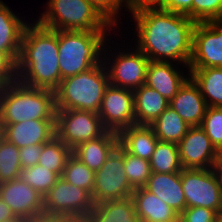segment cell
<instances>
[{
    "mask_svg": "<svg viewBox=\"0 0 222 222\" xmlns=\"http://www.w3.org/2000/svg\"><path fill=\"white\" fill-rule=\"evenodd\" d=\"M129 17V18H128ZM131 18V19H130ZM131 26L118 29L122 36L150 61L173 62L189 66L196 22L184 14L159 7L143 8L128 15ZM129 31H132L129 33ZM129 34H133L128 39Z\"/></svg>",
    "mask_w": 222,
    "mask_h": 222,
    "instance_id": "cell-1",
    "label": "cell"
},
{
    "mask_svg": "<svg viewBox=\"0 0 222 222\" xmlns=\"http://www.w3.org/2000/svg\"><path fill=\"white\" fill-rule=\"evenodd\" d=\"M33 20L23 33L17 59V80L29 87L55 91L62 80L57 31L45 28Z\"/></svg>",
    "mask_w": 222,
    "mask_h": 222,
    "instance_id": "cell-2",
    "label": "cell"
},
{
    "mask_svg": "<svg viewBox=\"0 0 222 222\" xmlns=\"http://www.w3.org/2000/svg\"><path fill=\"white\" fill-rule=\"evenodd\" d=\"M55 119V91L29 87L18 80L0 86V124Z\"/></svg>",
    "mask_w": 222,
    "mask_h": 222,
    "instance_id": "cell-3",
    "label": "cell"
},
{
    "mask_svg": "<svg viewBox=\"0 0 222 222\" xmlns=\"http://www.w3.org/2000/svg\"><path fill=\"white\" fill-rule=\"evenodd\" d=\"M116 32L57 30L61 78L77 75L101 64L105 45Z\"/></svg>",
    "mask_w": 222,
    "mask_h": 222,
    "instance_id": "cell-4",
    "label": "cell"
},
{
    "mask_svg": "<svg viewBox=\"0 0 222 222\" xmlns=\"http://www.w3.org/2000/svg\"><path fill=\"white\" fill-rule=\"evenodd\" d=\"M35 21L48 29L75 31H118L88 0H46ZM116 29V30H115Z\"/></svg>",
    "mask_w": 222,
    "mask_h": 222,
    "instance_id": "cell-5",
    "label": "cell"
},
{
    "mask_svg": "<svg viewBox=\"0 0 222 222\" xmlns=\"http://www.w3.org/2000/svg\"><path fill=\"white\" fill-rule=\"evenodd\" d=\"M108 85V74L103 62L62 79L55 90L56 109H78L98 113Z\"/></svg>",
    "mask_w": 222,
    "mask_h": 222,
    "instance_id": "cell-6",
    "label": "cell"
},
{
    "mask_svg": "<svg viewBox=\"0 0 222 222\" xmlns=\"http://www.w3.org/2000/svg\"><path fill=\"white\" fill-rule=\"evenodd\" d=\"M113 36L107 41L103 53V64L108 74L109 84L131 90L139 88L145 84L150 60L127 41L126 37H122L119 30Z\"/></svg>",
    "mask_w": 222,
    "mask_h": 222,
    "instance_id": "cell-7",
    "label": "cell"
},
{
    "mask_svg": "<svg viewBox=\"0 0 222 222\" xmlns=\"http://www.w3.org/2000/svg\"><path fill=\"white\" fill-rule=\"evenodd\" d=\"M55 127L56 136L71 150L107 131L98 113L78 109H56Z\"/></svg>",
    "mask_w": 222,
    "mask_h": 222,
    "instance_id": "cell-8",
    "label": "cell"
},
{
    "mask_svg": "<svg viewBox=\"0 0 222 222\" xmlns=\"http://www.w3.org/2000/svg\"><path fill=\"white\" fill-rule=\"evenodd\" d=\"M181 183L186 208L205 207L222 213V191L218 176L213 168L183 169Z\"/></svg>",
    "mask_w": 222,
    "mask_h": 222,
    "instance_id": "cell-9",
    "label": "cell"
},
{
    "mask_svg": "<svg viewBox=\"0 0 222 222\" xmlns=\"http://www.w3.org/2000/svg\"><path fill=\"white\" fill-rule=\"evenodd\" d=\"M134 188L125 174L123 148L118 147L106 159L103 166L95 172L92 191L94 204L131 197Z\"/></svg>",
    "mask_w": 222,
    "mask_h": 222,
    "instance_id": "cell-10",
    "label": "cell"
},
{
    "mask_svg": "<svg viewBox=\"0 0 222 222\" xmlns=\"http://www.w3.org/2000/svg\"><path fill=\"white\" fill-rule=\"evenodd\" d=\"M44 198V215L86 217L94 207L91 194L59 177Z\"/></svg>",
    "mask_w": 222,
    "mask_h": 222,
    "instance_id": "cell-11",
    "label": "cell"
},
{
    "mask_svg": "<svg viewBox=\"0 0 222 222\" xmlns=\"http://www.w3.org/2000/svg\"><path fill=\"white\" fill-rule=\"evenodd\" d=\"M103 127L119 133L135 125L133 90L109 84L98 111Z\"/></svg>",
    "mask_w": 222,
    "mask_h": 222,
    "instance_id": "cell-12",
    "label": "cell"
},
{
    "mask_svg": "<svg viewBox=\"0 0 222 222\" xmlns=\"http://www.w3.org/2000/svg\"><path fill=\"white\" fill-rule=\"evenodd\" d=\"M222 66V21L196 23L189 69Z\"/></svg>",
    "mask_w": 222,
    "mask_h": 222,
    "instance_id": "cell-13",
    "label": "cell"
},
{
    "mask_svg": "<svg viewBox=\"0 0 222 222\" xmlns=\"http://www.w3.org/2000/svg\"><path fill=\"white\" fill-rule=\"evenodd\" d=\"M183 169L214 168L220 153L200 126L190 127L177 144Z\"/></svg>",
    "mask_w": 222,
    "mask_h": 222,
    "instance_id": "cell-14",
    "label": "cell"
},
{
    "mask_svg": "<svg viewBox=\"0 0 222 222\" xmlns=\"http://www.w3.org/2000/svg\"><path fill=\"white\" fill-rule=\"evenodd\" d=\"M0 198L15 217L27 220L44 215V198L19 178L0 184Z\"/></svg>",
    "mask_w": 222,
    "mask_h": 222,
    "instance_id": "cell-15",
    "label": "cell"
},
{
    "mask_svg": "<svg viewBox=\"0 0 222 222\" xmlns=\"http://www.w3.org/2000/svg\"><path fill=\"white\" fill-rule=\"evenodd\" d=\"M189 77V66L173 62L150 61L145 85L156 90L170 102Z\"/></svg>",
    "mask_w": 222,
    "mask_h": 222,
    "instance_id": "cell-16",
    "label": "cell"
},
{
    "mask_svg": "<svg viewBox=\"0 0 222 222\" xmlns=\"http://www.w3.org/2000/svg\"><path fill=\"white\" fill-rule=\"evenodd\" d=\"M55 135V120H26L14 124H0V136L19 149L44 144Z\"/></svg>",
    "mask_w": 222,
    "mask_h": 222,
    "instance_id": "cell-17",
    "label": "cell"
},
{
    "mask_svg": "<svg viewBox=\"0 0 222 222\" xmlns=\"http://www.w3.org/2000/svg\"><path fill=\"white\" fill-rule=\"evenodd\" d=\"M169 106L190 126H200L207 104L198 85L189 77L170 100Z\"/></svg>",
    "mask_w": 222,
    "mask_h": 222,
    "instance_id": "cell-18",
    "label": "cell"
},
{
    "mask_svg": "<svg viewBox=\"0 0 222 222\" xmlns=\"http://www.w3.org/2000/svg\"><path fill=\"white\" fill-rule=\"evenodd\" d=\"M8 5L5 3L0 8V50L17 62L24 30L33 18L26 21L25 16L21 17L19 12H14Z\"/></svg>",
    "mask_w": 222,
    "mask_h": 222,
    "instance_id": "cell-19",
    "label": "cell"
},
{
    "mask_svg": "<svg viewBox=\"0 0 222 222\" xmlns=\"http://www.w3.org/2000/svg\"><path fill=\"white\" fill-rule=\"evenodd\" d=\"M144 188L179 214L186 208L181 172L152 173Z\"/></svg>",
    "mask_w": 222,
    "mask_h": 222,
    "instance_id": "cell-20",
    "label": "cell"
},
{
    "mask_svg": "<svg viewBox=\"0 0 222 222\" xmlns=\"http://www.w3.org/2000/svg\"><path fill=\"white\" fill-rule=\"evenodd\" d=\"M118 133L106 131L99 138L89 140L72 149V154L83 162L90 170H99L106 159L118 147Z\"/></svg>",
    "mask_w": 222,
    "mask_h": 222,
    "instance_id": "cell-21",
    "label": "cell"
},
{
    "mask_svg": "<svg viewBox=\"0 0 222 222\" xmlns=\"http://www.w3.org/2000/svg\"><path fill=\"white\" fill-rule=\"evenodd\" d=\"M131 198L139 222H168L180 215L144 187L135 188Z\"/></svg>",
    "mask_w": 222,
    "mask_h": 222,
    "instance_id": "cell-22",
    "label": "cell"
},
{
    "mask_svg": "<svg viewBox=\"0 0 222 222\" xmlns=\"http://www.w3.org/2000/svg\"><path fill=\"white\" fill-rule=\"evenodd\" d=\"M118 138L126 152L148 161L159 141L150 125H131L120 131Z\"/></svg>",
    "mask_w": 222,
    "mask_h": 222,
    "instance_id": "cell-23",
    "label": "cell"
},
{
    "mask_svg": "<svg viewBox=\"0 0 222 222\" xmlns=\"http://www.w3.org/2000/svg\"><path fill=\"white\" fill-rule=\"evenodd\" d=\"M133 93L136 125H151L169 106L168 100L145 84L134 89Z\"/></svg>",
    "mask_w": 222,
    "mask_h": 222,
    "instance_id": "cell-24",
    "label": "cell"
},
{
    "mask_svg": "<svg viewBox=\"0 0 222 222\" xmlns=\"http://www.w3.org/2000/svg\"><path fill=\"white\" fill-rule=\"evenodd\" d=\"M87 222H139L131 197L97 204L86 216Z\"/></svg>",
    "mask_w": 222,
    "mask_h": 222,
    "instance_id": "cell-25",
    "label": "cell"
},
{
    "mask_svg": "<svg viewBox=\"0 0 222 222\" xmlns=\"http://www.w3.org/2000/svg\"><path fill=\"white\" fill-rule=\"evenodd\" d=\"M190 77L198 85L208 107H222V69L220 67L190 69Z\"/></svg>",
    "mask_w": 222,
    "mask_h": 222,
    "instance_id": "cell-26",
    "label": "cell"
},
{
    "mask_svg": "<svg viewBox=\"0 0 222 222\" xmlns=\"http://www.w3.org/2000/svg\"><path fill=\"white\" fill-rule=\"evenodd\" d=\"M150 126L159 141L174 144H178L190 128L170 106Z\"/></svg>",
    "mask_w": 222,
    "mask_h": 222,
    "instance_id": "cell-27",
    "label": "cell"
},
{
    "mask_svg": "<svg viewBox=\"0 0 222 222\" xmlns=\"http://www.w3.org/2000/svg\"><path fill=\"white\" fill-rule=\"evenodd\" d=\"M152 173H178L183 170L178 145L158 141L149 160Z\"/></svg>",
    "mask_w": 222,
    "mask_h": 222,
    "instance_id": "cell-28",
    "label": "cell"
},
{
    "mask_svg": "<svg viewBox=\"0 0 222 222\" xmlns=\"http://www.w3.org/2000/svg\"><path fill=\"white\" fill-rule=\"evenodd\" d=\"M71 154L72 150L55 135L43 144L38 164L62 177L67 159Z\"/></svg>",
    "mask_w": 222,
    "mask_h": 222,
    "instance_id": "cell-29",
    "label": "cell"
},
{
    "mask_svg": "<svg viewBox=\"0 0 222 222\" xmlns=\"http://www.w3.org/2000/svg\"><path fill=\"white\" fill-rule=\"evenodd\" d=\"M62 178L74 186L87 190L92 195L95 172L73 154L67 159Z\"/></svg>",
    "mask_w": 222,
    "mask_h": 222,
    "instance_id": "cell-30",
    "label": "cell"
},
{
    "mask_svg": "<svg viewBox=\"0 0 222 222\" xmlns=\"http://www.w3.org/2000/svg\"><path fill=\"white\" fill-rule=\"evenodd\" d=\"M18 178L29 184L44 197L55 184L59 176L53 171L36 164L33 167L21 168Z\"/></svg>",
    "mask_w": 222,
    "mask_h": 222,
    "instance_id": "cell-31",
    "label": "cell"
},
{
    "mask_svg": "<svg viewBox=\"0 0 222 222\" xmlns=\"http://www.w3.org/2000/svg\"><path fill=\"white\" fill-rule=\"evenodd\" d=\"M20 150L0 136V184L17 179L21 167Z\"/></svg>",
    "mask_w": 222,
    "mask_h": 222,
    "instance_id": "cell-32",
    "label": "cell"
},
{
    "mask_svg": "<svg viewBox=\"0 0 222 222\" xmlns=\"http://www.w3.org/2000/svg\"><path fill=\"white\" fill-rule=\"evenodd\" d=\"M125 174L130 185L135 188L144 187L152 171L148 160L137 157L123 149Z\"/></svg>",
    "mask_w": 222,
    "mask_h": 222,
    "instance_id": "cell-33",
    "label": "cell"
},
{
    "mask_svg": "<svg viewBox=\"0 0 222 222\" xmlns=\"http://www.w3.org/2000/svg\"><path fill=\"white\" fill-rule=\"evenodd\" d=\"M200 127L216 150L222 153V107H207Z\"/></svg>",
    "mask_w": 222,
    "mask_h": 222,
    "instance_id": "cell-34",
    "label": "cell"
},
{
    "mask_svg": "<svg viewBox=\"0 0 222 222\" xmlns=\"http://www.w3.org/2000/svg\"><path fill=\"white\" fill-rule=\"evenodd\" d=\"M192 20L196 23L222 21V0H193Z\"/></svg>",
    "mask_w": 222,
    "mask_h": 222,
    "instance_id": "cell-35",
    "label": "cell"
},
{
    "mask_svg": "<svg viewBox=\"0 0 222 222\" xmlns=\"http://www.w3.org/2000/svg\"><path fill=\"white\" fill-rule=\"evenodd\" d=\"M101 12L117 29H122L124 23L121 17H125L124 0H88ZM122 15H121V14ZM121 15V16H120ZM122 20V22H120Z\"/></svg>",
    "mask_w": 222,
    "mask_h": 222,
    "instance_id": "cell-36",
    "label": "cell"
},
{
    "mask_svg": "<svg viewBox=\"0 0 222 222\" xmlns=\"http://www.w3.org/2000/svg\"><path fill=\"white\" fill-rule=\"evenodd\" d=\"M17 62L0 50V86L17 81Z\"/></svg>",
    "mask_w": 222,
    "mask_h": 222,
    "instance_id": "cell-37",
    "label": "cell"
},
{
    "mask_svg": "<svg viewBox=\"0 0 222 222\" xmlns=\"http://www.w3.org/2000/svg\"><path fill=\"white\" fill-rule=\"evenodd\" d=\"M179 216L183 222H214L219 215L209 208L189 207L185 208Z\"/></svg>",
    "mask_w": 222,
    "mask_h": 222,
    "instance_id": "cell-38",
    "label": "cell"
},
{
    "mask_svg": "<svg viewBox=\"0 0 222 222\" xmlns=\"http://www.w3.org/2000/svg\"><path fill=\"white\" fill-rule=\"evenodd\" d=\"M19 159L22 168L33 167L38 164L40 155L43 150V144L29 145L20 148Z\"/></svg>",
    "mask_w": 222,
    "mask_h": 222,
    "instance_id": "cell-39",
    "label": "cell"
},
{
    "mask_svg": "<svg viewBox=\"0 0 222 222\" xmlns=\"http://www.w3.org/2000/svg\"><path fill=\"white\" fill-rule=\"evenodd\" d=\"M192 1L193 0H161L159 8L184 14L192 20Z\"/></svg>",
    "mask_w": 222,
    "mask_h": 222,
    "instance_id": "cell-40",
    "label": "cell"
},
{
    "mask_svg": "<svg viewBox=\"0 0 222 222\" xmlns=\"http://www.w3.org/2000/svg\"><path fill=\"white\" fill-rule=\"evenodd\" d=\"M161 0H124L125 2V11L128 14H132L133 12L143 9V8H153L159 7Z\"/></svg>",
    "mask_w": 222,
    "mask_h": 222,
    "instance_id": "cell-41",
    "label": "cell"
},
{
    "mask_svg": "<svg viewBox=\"0 0 222 222\" xmlns=\"http://www.w3.org/2000/svg\"><path fill=\"white\" fill-rule=\"evenodd\" d=\"M15 218V215L11 211L8 205L0 198V222L8 221Z\"/></svg>",
    "mask_w": 222,
    "mask_h": 222,
    "instance_id": "cell-42",
    "label": "cell"
},
{
    "mask_svg": "<svg viewBox=\"0 0 222 222\" xmlns=\"http://www.w3.org/2000/svg\"><path fill=\"white\" fill-rule=\"evenodd\" d=\"M52 222H87L82 216H52Z\"/></svg>",
    "mask_w": 222,
    "mask_h": 222,
    "instance_id": "cell-43",
    "label": "cell"
},
{
    "mask_svg": "<svg viewBox=\"0 0 222 222\" xmlns=\"http://www.w3.org/2000/svg\"><path fill=\"white\" fill-rule=\"evenodd\" d=\"M218 176L221 191H222V153L219 155V159L215 163V166L213 168Z\"/></svg>",
    "mask_w": 222,
    "mask_h": 222,
    "instance_id": "cell-44",
    "label": "cell"
},
{
    "mask_svg": "<svg viewBox=\"0 0 222 222\" xmlns=\"http://www.w3.org/2000/svg\"><path fill=\"white\" fill-rule=\"evenodd\" d=\"M25 222H52V216L40 215L38 217H32Z\"/></svg>",
    "mask_w": 222,
    "mask_h": 222,
    "instance_id": "cell-45",
    "label": "cell"
},
{
    "mask_svg": "<svg viewBox=\"0 0 222 222\" xmlns=\"http://www.w3.org/2000/svg\"><path fill=\"white\" fill-rule=\"evenodd\" d=\"M26 220L23 219V218H18V217H15L13 219H10L8 221H2V222H25Z\"/></svg>",
    "mask_w": 222,
    "mask_h": 222,
    "instance_id": "cell-46",
    "label": "cell"
},
{
    "mask_svg": "<svg viewBox=\"0 0 222 222\" xmlns=\"http://www.w3.org/2000/svg\"><path fill=\"white\" fill-rule=\"evenodd\" d=\"M168 222H183V220L181 219V217H177L176 219L174 220H171V221H168Z\"/></svg>",
    "mask_w": 222,
    "mask_h": 222,
    "instance_id": "cell-47",
    "label": "cell"
},
{
    "mask_svg": "<svg viewBox=\"0 0 222 222\" xmlns=\"http://www.w3.org/2000/svg\"><path fill=\"white\" fill-rule=\"evenodd\" d=\"M214 222H222V213L218 216V218Z\"/></svg>",
    "mask_w": 222,
    "mask_h": 222,
    "instance_id": "cell-48",
    "label": "cell"
},
{
    "mask_svg": "<svg viewBox=\"0 0 222 222\" xmlns=\"http://www.w3.org/2000/svg\"><path fill=\"white\" fill-rule=\"evenodd\" d=\"M6 2H4L3 0H0V8L5 4Z\"/></svg>",
    "mask_w": 222,
    "mask_h": 222,
    "instance_id": "cell-49",
    "label": "cell"
}]
</instances>
